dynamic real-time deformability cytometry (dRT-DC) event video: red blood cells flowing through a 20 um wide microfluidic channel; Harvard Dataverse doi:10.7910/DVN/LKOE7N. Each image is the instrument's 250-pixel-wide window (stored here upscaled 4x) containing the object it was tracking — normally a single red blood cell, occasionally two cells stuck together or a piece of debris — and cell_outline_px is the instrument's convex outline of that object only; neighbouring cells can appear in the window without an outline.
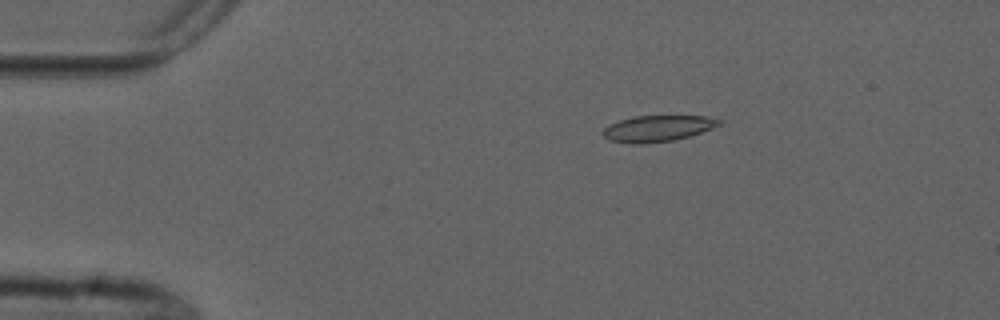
{"species": "common noctule bat (a hibernating species)", "species_latin": "Nyctalus noctula", "temperature_condition": "cold", "stored_images_in_passage": 4, "camera_frame_rate_fps": 3000, "um_per_image_px": 0.085, "animal": {"sex": "male", "forearm_length_mm": 52.5}, "frame": {"image": 1, "passage_image": 3, "time_ms": 2.333, "image_size_px": [1000, 320], "cell_outline_px": [[724, 120], [720, 124], [712, 128], [688, 136], [672, 140], [640, 144], [632, 144], [608, 140], [600, 132], [608, 124], [620, 120], [636, 116], [708, 116]], "centroid_in_image_um": [55.86, 10.91], "position_along_channel_um": 29.1, "area_um2": 17.69}}